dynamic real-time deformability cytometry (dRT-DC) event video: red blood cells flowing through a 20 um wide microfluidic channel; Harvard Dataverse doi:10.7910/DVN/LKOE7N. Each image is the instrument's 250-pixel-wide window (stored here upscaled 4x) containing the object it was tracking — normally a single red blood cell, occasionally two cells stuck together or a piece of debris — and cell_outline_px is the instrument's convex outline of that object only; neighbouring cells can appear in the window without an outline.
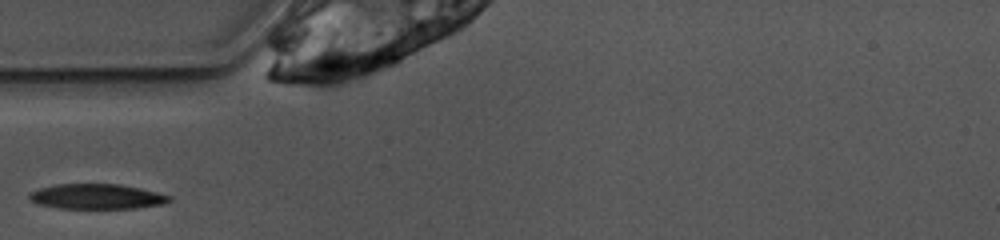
{"species": "common noctule bat (a hibernating species)", "species_latin": "Nyctalus noctula", "temperature_condition": "warm", "stored_images_in_passage": 23, "camera_frame_rate_fps": 3000, "um_per_image_px": 0.085, "animal": {"sex": "female", "body_mass_g": 10.0, "forearm_length_mm": 53.1}, "frame": {"image": 1, "passage_image": 1, "time_ms": 0.0, "image_size_px": [1000, 240], "cell_outline_px": [[172, 200], [168, 204], [136, 208], [60, 208], [40, 204], [32, 200], [28, 196], [32, 192], [40, 188], [56, 184], [120, 184], [140, 188], [172, 196]], "centroid_in_image_um": [8.32, 16.7], "position_along_channel_um": 76.7, "area_um2": 20.4}}
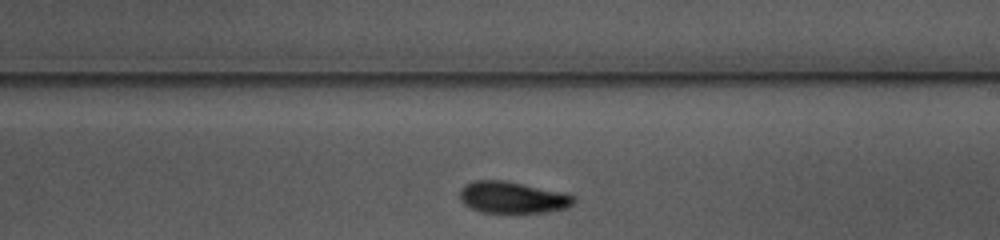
{"frame": {"image": 2, "passage_image": 14, "time_ms": 4.333, "image_size_px": [1000, 240], "cell_outline_px": [[576, 204], [568, 208], [544, 212], [480, 212], [464, 204], [460, 200], [460, 188], [464, 184], [476, 180], [500, 180], [568, 192], [576, 196]], "centroid_in_image_um": [43.63, 16.77], "position_along_channel_um": 245.4, "area_um2": 21.27}}
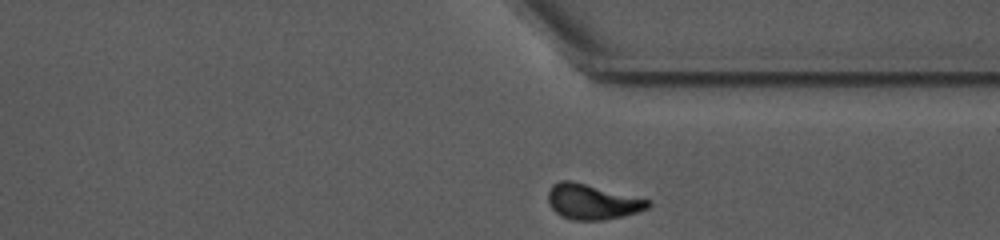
{"frame": {"image": 3, "passage_image": 23, "time_ms": 7.333, "image_size_px": [1000, 240], "cell_outline_px": [[652, 204], [648, 208], [624, 216], [600, 220], [572, 220], [560, 216], [548, 204], [548, 192], [552, 184], [560, 180], [572, 180], [652, 200]], "centroid_in_image_um": [50.34, 17.14], "position_along_channel_um": 361.1, "area_um2": 20.75}}